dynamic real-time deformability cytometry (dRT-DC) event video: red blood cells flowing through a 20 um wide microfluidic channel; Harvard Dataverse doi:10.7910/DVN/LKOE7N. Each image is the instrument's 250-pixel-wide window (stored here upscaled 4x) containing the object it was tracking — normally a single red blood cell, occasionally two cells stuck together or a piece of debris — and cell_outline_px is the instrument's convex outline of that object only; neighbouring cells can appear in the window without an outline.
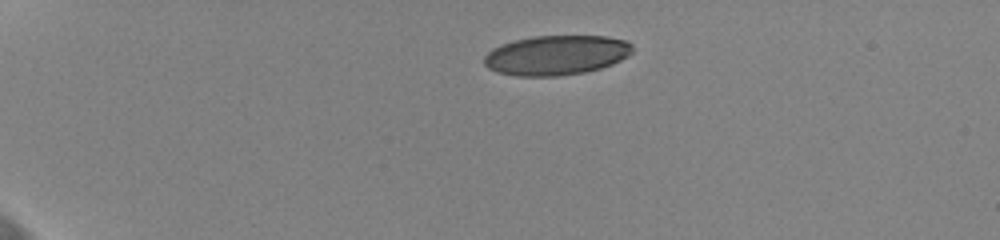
{"species": "human", "species_latin": "Homo sapiens", "temperature_condition": "cold", "stored_images_in_passage": 39, "camera_frame_rate_fps": 3000, "um_per_image_px": 0.085, "donor": {"sex": "female"}, "frame": {"image": 1, "passage_image": 1, "time_ms": 0.0, "image_size_px": [1000, 240], "cell_outline_px": [[632, 52], [628, 56], [612, 64], [600, 68], [584, 72], [556, 76], [516, 76], [496, 72], [488, 68], [484, 64], [484, 56], [492, 48], [500, 44], [532, 36], [608, 36], [624, 40], [632, 44]], "centroid_in_image_um": [47.26, 4.69], "position_along_channel_um": 37.7, "area_um2": 34.39}}
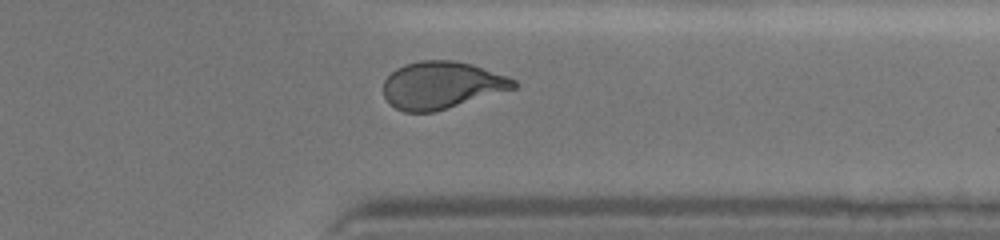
{"frame": {"image": 2, "passage_image": 35, "time_ms": 11.333, "image_size_px": [1000, 240], "cell_outline_px": [[520, 84], [516, 88], [436, 112], [404, 112], [396, 108], [384, 96], [384, 80], [396, 68], [404, 64], [420, 60], [452, 60], [472, 64], [508, 76], [516, 80]], "centroid_in_image_um": [37.57, 7.24], "position_along_channel_um": 373.8, "area_um2": 36.07}, "authors_computed_cell_mechanics": {"area_um2": 36.0672, "velocity_mm_per_s": 3.6407, "shape_relaxation_time_tau1_ms": 8.5251, "shape_relaxation_time_tau2_ms": 1.3646, "deformation_change_tau1": 0.2185, "deformation_change_tau2": 0.0808}}